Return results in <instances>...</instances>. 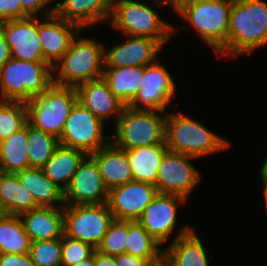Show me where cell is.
I'll return each instance as SVG.
<instances>
[{
  "mask_svg": "<svg viewBox=\"0 0 267 266\" xmlns=\"http://www.w3.org/2000/svg\"><path fill=\"white\" fill-rule=\"evenodd\" d=\"M14 174L19 183L32 194L38 206H65L64 191L51 181L41 168H28Z\"/></svg>",
  "mask_w": 267,
  "mask_h": 266,
  "instance_id": "24",
  "label": "cell"
},
{
  "mask_svg": "<svg viewBox=\"0 0 267 266\" xmlns=\"http://www.w3.org/2000/svg\"><path fill=\"white\" fill-rule=\"evenodd\" d=\"M192 160L198 161L195 157L168 150L157 170L155 187L158 193L178 195L189 201L190 194L203 179Z\"/></svg>",
  "mask_w": 267,
  "mask_h": 266,
  "instance_id": "13",
  "label": "cell"
},
{
  "mask_svg": "<svg viewBox=\"0 0 267 266\" xmlns=\"http://www.w3.org/2000/svg\"><path fill=\"white\" fill-rule=\"evenodd\" d=\"M127 236L128 221L114 219L96 250L111 256L126 253Z\"/></svg>",
  "mask_w": 267,
  "mask_h": 266,
  "instance_id": "35",
  "label": "cell"
},
{
  "mask_svg": "<svg viewBox=\"0 0 267 266\" xmlns=\"http://www.w3.org/2000/svg\"><path fill=\"white\" fill-rule=\"evenodd\" d=\"M0 206L5 214L20 215L38 208L32 194L13 173L0 172Z\"/></svg>",
  "mask_w": 267,
  "mask_h": 266,
  "instance_id": "28",
  "label": "cell"
},
{
  "mask_svg": "<svg viewBox=\"0 0 267 266\" xmlns=\"http://www.w3.org/2000/svg\"><path fill=\"white\" fill-rule=\"evenodd\" d=\"M0 266H35L29 254H0Z\"/></svg>",
  "mask_w": 267,
  "mask_h": 266,
  "instance_id": "39",
  "label": "cell"
},
{
  "mask_svg": "<svg viewBox=\"0 0 267 266\" xmlns=\"http://www.w3.org/2000/svg\"><path fill=\"white\" fill-rule=\"evenodd\" d=\"M114 0L108 24L112 30L130 36L148 37L156 40L163 48L178 32V29L162 18L156 8H173L166 0ZM158 6V7H155Z\"/></svg>",
  "mask_w": 267,
  "mask_h": 266,
  "instance_id": "1",
  "label": "cell"
},
{
  "mask_svg": "<svg viewBox=\"0 0 267 266\" xmlns=\"http://www.w3.org/2000/svg\"><path fill=\"white\" fill-rule=\"evenodd\" d=\"M186 203L188 204V200L184 197L157 193L137 222L164 247L170 238L173 239L172 242L194 229L189 224L177 229L179 226L178 217H180L178 216L180 214L179 208L181 207L179 205L184 207Z\"/></svg>",
  "mask_w": 267,
  "mask_h": 266,
  "instance_id": "9",
  "label": "cell"
},
{
  "mask_svg": "<svg viewBox=\"0 0 267 266\" xmlns=\"http://www.w3.org/2000/svg\"><path fill=\"white\" fill-rule=\"evenodd\" d=\"M76 266H95V251H94V254L92 257L83 260L82 262H80Z\"/></svg>",
  "mask_w": 267,
  "mask_h": 266,
  "instance_id": "44",
  "label": "cell"
},
{
  "mask_svg": "<svg viewBox=\"0 0 267 266\" xmlns=\"http://www.w3.org/2000/svg\"><path fill=\"white\" fill-rule=\"evenodd\" d=\"M196 228L163 248V256L171 266H210V257Z\"/></svg>",
  "mask_w": 267,
  "mask_h": 266,
  "instance_id": "23",
  "label": "cell"
},
{
  "mask_svg": "<svg viewBox=\"0 0 267 266\" xmlns=\"http://www.w3.org/2000/svg\"><path fill=\"white\" fill-rule=\"evenodd\" d=\"M149 266H171L169 262L162 256L158 261L151 263Z\"/></svg>",
  "mask_w": 267,
  "mask_h": 266,
  "instance_id": "46",
  "label": "cell"
},
{
  "mask_svg": "<svg viewBox=\"0 0 267 266\" xmlns=\"http://www.w3.org/2000/svg\"><path fill=\"white\" fill-rule=\"evenodd\" d=\"M82 29L55 14L38 17V37L44 60L53 67L69 49Z\"/></svg>",
  "mask_w": 267,
  "mask_h": 266,
  "instance_id": "18",
  "label": "cell"
},
{
  "mask_svg": "<svg viewBox=\"0 0 267 266\" xmlns=\"http://www.w3.org/2000/svg\"><path fill=\"white\" fill-rule=\"evenodd\" d=\"M166 68L165 64L159 62V58L152 64L144 66V76L138 93L127 105L134 110L162 111L173 106L178 93L176 81ZM168 108V109H167Z\"/></svg>",
  "mask_w": 267,
  "mask_h": 266,
  "instance_id": "12",
  "label": "cell"
},
{
  "mask_svg": "<svg viewBox=\"0 0 267 266\" xmlns=\"http://www.w3.org/2000/svg\"><path fill=\"white\" fill-rule=\"evenodd\" d=\"M86 155L80 149L59 145L41 169L51 181L65 191L79 163Z\"/></svg>",
  "mask_w": 267,
  "mask_h": 266,
  "instance_id": "25",
  "label": "cell"
},
{
  "mask_svg": "<svg viewBox=\"0 0 267 266\" xmlns=\"http://www.w3.org/2000/svg\"><path fill=\"white\" fill-rule=\"evenodd\" d=\"M126 253L151 263L163 256V246L154 239L137 221H128Z\"/></svg>",
  "mask_w": 267,
  "mask_h": 266,
  "instance_id": "31",
  "label": "cell"
},
{
  "mask_svg": "<svg viewBox=\"0 0 267 266\" xmlns=\"http://www.w3.org/2000/svg\"><path fill=\"white\" fill-rule=\"evenodd\" d=\"M166 115L167 112L134 110L125 106L113 125L110 142L122 150L165 143Z\"/></svg>",
  "mask_w": 267,
  "mask_h": 266,
  "instance_id": "6",
  "label": "cell"
},
{
  "mask_svg": "<svg viewBox=\"0 0 267 266\" xmlns=\"http://www.w3.org/2000/svg\"><path fill=\"white\" fill-rule=\"evenodd\" d=\"M28 168L30 166L26 124L9 138L0 141V172L14 174Z\"/></svg>",
  "mask_w": 267,
  "mask_h": 266,
  "instance_id": "29",
  "label": "cell"
},
{
  "mask_svg": "<svg viewBox=\"0 0 267 266\" xmlns=\"http://www.w3.org/2000/svg\"><path fill=\"white\" fill-rule=\"evenodd\" d=\"M262 185V194H263V201H264V211H266V213H267V183H262L261 184Z\"/></svg>",
  "mask_w": 267,
  "mask_h": 266,
  "instance_id": "45",
  "label": "cell"
},
{
  "mask_svg": "<svg viewBox=\"0 0 267 266\" xmlns=\"http://www.w3.org/2000/svg\"><path fill=\"white\" fill-rule=\"evenodd\" d=\"M53 2L55 1L54 0H20V3L22 5V19H25L28 17H46V16L54 14Z\"/></svg>",
  "mask_w": 267,
  "mask_h": 266,
  "instance_id": "37",
  "label": "cell"
},
{
  "mask_svg": "<svg viewBox=\"0 0 267 266\" xmlns=\"http://www.w3.org/2000/svg\"><path fill=\"white\" fill-rule=\"evenodd\" d=\"M77 102L75 87L52 83L44 93L26 102L28 124L59 139L66 119Z\"/></svg>",
  "mask_w": 267,
  "mask_h": 266,
  "instance_id": "8",
  "label": "cell"
},
{
  "mask_svg": "<svg viewBox=\"0 0 267 266\" xmlns=\"http://www.w3.org/2000/svg\"><path fill=\"white\" fill-rule=\"evenodd\" d=\"M27 123L26 102L0 100V141L9 138Z\"/></svg>",
  "mask_w": 267,
  "mask_h": 266,
  "instance_id": "33",
  "label": "cell"
},
{
  "mask_svg": "<svg viewBox=\"0 0 267 266\" xmlns=\"http://www.w3.org/2000/svg\"><path fill=\"white\" fill-rule=\"evenodd\" d=\"M31 240L19 215L0 217V254H28Z\"/></svg>",
  "mask_w": 267,
  "mask_h": 266,
  "instance_id": "30",
  "label": "cell"
},
{
  "mask_svg": "<svg viewBox=\"0 0 267 266\" xmlns=\"http://www.w3.org/2000/svg\"><path fill=\"white\" fill-rule=\"evenodd\" d=\"M52 83L53 71L47 62L10 58L0 70V100L28 102Z\"/></svg>",
  "mask_w": 267,
  "mask_h": 266,
  "instance_id": "7",
  "label": "cell"
},
{
  "mask_svg": "<svg viewBox=\"0 0 267 266\" xmlns=\"http://www.w3.org/2000/svg\"><path fill=\"white\" fill-rule=\"evenodd\" d=\"M76 91L78 102L105 124H112L111 128L126 106L110 91L103 78L83 83L76 87Z\"/></svg>",
  "mask_w": 267,
  "mask_h": 266,
  "instance_id": "20",
  "label": "cell"
},
{
  "mask_svg": "<svg viewBox=\"0 0 267 266\" xmlns=\"http://www.w3.org/2000/svg\"><path fill=\"white\" fill-rule=\"evenodd\" d=\"M86 31L82 29L77 34L63 57L52 67L53 83L76 88L102 78L104 43L95 36H85Z\"/></svg>",
  "mask_w": 267,
  "mask_h": 266,
  "instance_id": "4",
  "label": "cell"
},
{
  "mask_svg": "<svg viewBox=\"0 0 267 266\" xmlns=\"http://www.w3.org/2000/svg\"><path fill=\"white\" fill-rule=\"evenodd\" d=\"M157 193L153 184L130 181L109 190L107 205L114 219L137 221Z\"/></svg>",
  "mask_w": 267,
  "mask_h": 266,
  "instance_id": "16",
  "label": "cell"
},
{
  "mask_svg": "<svg viewBox=\"0 0 267 266\" xmlns=\"http://www.w3.org/2000/svg\"><path fill=\"white\" fill-rule=\"evenodd\" d=\"M0 29L11 51V58L46 62L38 37V17L0 22Z\"/></svg>",
  "mask_w": 267,
  "mask_h": 266,
  "instance_id": "17",
  "label": "cell"
},
{
  "mask_svg": "<svg viewBox=\"0 0 267 266\" xmlns=\"http://www.w3.org/2000/svg\"><path fill=\"white\" fill-rule=\"evenodd\" d=\"M96 248L88 243L69 238L63 234L61 249L62 266H76L93 256Z\"/></svg>",
  "mask_w": 267,
  "mask_h": 266,
  "instance_id": "36",
  "label": "cell"
},
{
  "mask_svg": "<svg viewBox=\"0 0 267 266\" xmlns=\"http://www.w3.org/2000/svg\"><path fill=\"white\" fill-rule=\"evenodd\" d=\"M62 238L33 241L29 256L35 266H62Z\"/></svg>",
  "mask_w": 267,
  "mask_h": 266,
  "instance_id": "34",
  "label": "cell"
},
{
  "mask_svg": "<svg viewBox=\"0 0 267 266\" xmlns=\"http://www.w3.org/2000/svg\"><path fill=\"white\" fill-rule=\"evenodd\" d=\"M144 76V66L104 67L102 78L110 91L126 106L138 93Z\"/></svg>",
  "mask_w": 267,
  "mask_h": 266,
  "instance_id": "27",
  "label": "cell"
},
{
  "mask_svg": "<svg viewBox=\"0 0 267 266\" xmlns=\"http://www.w3.org/2000/svg\"><path fill=\"white\" fill-rule=\"evenodd\" d=\"M22 19L20 0H0V22Z\"/></svg>",
  "mask_w": 267,
  "mask_h": 266,
  "instance_id": "38",
  "label": "cell"
},
{
  "mask_svg": "<svg viewBox=\"0 0 267 266\" xmlns=\"http://www.w3.org/2000/svg\"><path fill=\"white\" fill-rule=\"evenodd\" d=\"M28 161L30 168H42L60 145L59 139L36 130L27 123Z\"/></svg>",
  "mask_w": 267,
  "mask_h": 266,
  "instance_id": "32",
  "label": "cell"
},
{
  "mask_svg": "<svg viewBox=\"0 0 267 266\" xmlns=\"http://www.w3.org/2000/svg\"><path fill=\"white\" fill-rule=\"evenodd\" d=\"M261 168L259 169V176L261 179V183H267V161H263Z\"/></svg>",
  "mask_w": 267,
  "mask_h": 266,
  "instance_id": "43",
  "label": "cell"
},
{
  "mask_svg": "<svg viewBox=\"0 0 267 266\" xmlns=\"http://www.w3.org/2000/svg\"><path fill=\"white\" fill-rule=\"evenodd\" d=\"M95 266H116L115 256L102 254L95 250Z\"/></svg>",
  "mask_w": 267,
  "mask_h": 266,
  "instance_id": "42",
  "label": "cell"
},
{
  "mask_svg": "<svg viewBox=\"0 0 267 266\" xmlns=\"http://www.w3.org/2000/svg\"><path fill=\"white\" fill-rule=\"evenodd\" d=\"M89 155L96 161L103 183L108 190L133 181L126 150L119 149L110 142Z\"/></svg>",
  "mask_w": 267,
  "mask_h": 266,
  "instance_id": "22",
  "label": "cell"
},
{
  "mask_svg": "<svg viewBox=\"0 0 267 266\" xmlns=\"http://www.w3.org/2000/svg\"><path fill=\"white\" fill-rule=\"evenodd\" d=\"M31 242L62 238L64 234L63 207H44L19 215Z\"/></svg>",
  "mask_w": 267,
  "mask_h": 266,
  "instance_id": "21",
  "label": "cell"
},
{
  "mask_svg": "<svg viewBox=\"0 0 267 266\" xmlns=\"http://www.w3.org/2000/svg\"><path fill=\"white\" fill-rule=\"evenodd\" d=\"M121 39L111 47L104 43V67L147 66L154 63L163 50L156 40L148 37L121 34Z\"/></svg>",
  "mask_w": 267,
  "mask_h": 266,
  "instance_id": "15",
  "label": "cell"
},
{
  "mask_svg": "<svg viewBox=\"0 0 267 266\" xmlns=\"http://www.w3.org/2000/svg\"><path fill=\"white\" fill-rule=\"evenodd\" d=\"M172 7L175 6L180 0H166Z\"/></svg>",
  "mask_w": 267,
  "mask_h": 266,
  "instance_id": "47",
  "label": "cell"
},
{
  "mask_svg": "<svg viewBox=\"0 0 267 266\" xmlns=\"http://www.w3.org/2000/svg\"><path fill=\"white\" fill-rule=\"evenodd\" d=\"M267 149V148H266ZM266 158L263 161H267V151H266V155H264Z\"/></svg>",
  "mask_w": 267,
  "mask_h": 266,
  "instance_id": "49",
  "label": "cell"
},
{
  "mask_svg": "<svg viewBox=\"0 0 267 266\" xmlns=\"http://www.w3.org/2000/svg\"><path fill=\"white\" fill-rule=\"evenodd\" d=\"M115 262L116 266H149L151 264L149 260L128 253L115 256Z\"/></svg>",
  "mask_w": 267,
  "mask_h": 266,
  "instance_id": "40",
  "label": "cell"
},
{
  "mask_svg": "<svg viewBox=\"0 0 267 266\" xmlns=\"http://www.w3.org/2000/svg\"><path fill=\"white\" fill-rule=\"evenodd\" d=\"M64 235L97 248L114 221L107 203L63 207Z\"/></svg>",
  "mask_w": 267,
  "mask_h": 266,
  "instance_id": "10",
  "label": "cell"
},
{
  "mask_svg": "<svg viewBox=\"0 0 267 266\" xmlns=\"http://www.w3.org/2000/svg\"><path fill=\"white\" fill-rule=\"evenodd\" d=\"M11 58V51L5 41L4 35L0 29V70L2 66Z\"/></svg>",
  "mask_w": 267,
  "mask_h": 266,
  "instance_id": "41",
  "label": "cell"
},
{
  "mask_svg": "<svg viewBox=\"0 0 267 266\" xmlns=\"http://www.w3.org/2000/svg\"><path fill=\"white\" fill-rule=\"evenodd\" d=\"M174 109L168 110L165 121V145L169 151L200 159L230 150L232 142L226 137Z\"/></svg>",
  "mask_w": 267,
  "mask_h": 266,
  "instance_id": "3",
  "label": "cell"
},
{
  "mask_svg": "<svg viewBox=\"0 0 267 266\" xmlns=\"http://www.w3.org/2000/svg\"><path fill=\"white\" fill-rule=\"evenodd\" d=\"M54 14L83 30L98 25H107L113 10L114 0H54ZM57 1V2H56Z\"/></svg>",
  "mask_w": 267,
  "mask_h": 266,
  "instance_id": "19",
  "label": "cell"
},
{
  "mask_svg": "<svg viewBox=\"0 0 267 266\" xmlns=\"http://www.w3.org/2000/svg\"><path fill=\"white\" fill-rule=\"evenodd\" d=\"M106 125L77 102L66 119L59 144L80 149L86 154L98 151L110 143V133L106 134L109 130Z\"/></svg>",
  "mask_w": 267,
  "mask_h": 266,
  "instance_id": "11",
  "label": "cell"
},
{
  "mask_svg": "<svg viewBox=\"0 0 267 266\" xmlns=\"http://www.w3.org/2000/svg\"><path fill=\"white\" fill-rule=\"evenodd\" d=\"M267 45V0H233L227 45L217 56H247Z\"/></svg>",
  "mask_w": 267,
  "mask_h": 266,
  "instance_id": "2",
  "label": "cell"
},
{
  "mask_svg": "<svg viewBox=\"0 0 267 266\" xmlns=\"http://www.w3.org/2000/svg\"><path fill=\"white\" fill-rule=\"evenodd\" d=\"M108 192L96 161L87 154L64 191V202L69 205L103 204L107 203Z\"/></svg>",
  "mask_w": 267,
  "mask_h": 266,
  "instance_id": "14",
  "label": "cell"
},
{
  "mask_svg": "<svg viewBox=\"0 0 267 266\" xmlns=\"http://www.w3.org/2000/svg\"><path fill=\"white\" fill-rule=\"evenodd\" d=\"M5 213L3 212V210H2V208H1V206H0V217L2 216V215H4Z\"/></svg>",
  "mask_w": 267,
  "mask_h": 266,
  "instance_id": "48",
  "label": "cell"
},
{
  "mask_svg": "<svg viewBox=\"0 0 267 266\" xmlns=\"http://www.w3.org/2000/svg\"><path fill=\"white\" fill-rule=\"evenodd\" d=\"M233 0H180L172 11L217 55L226 45Z\"/></svg>",
  "mask_w": 267,
  "mask_h": 266,
  "instance_id": "5",
  "label": "cell"
},
{
  "mask_svg": "<svg viewBox=\"0 0 267 266\" xmlns=\"http://www.w3.org/2000/svg\"><path fill=\"white\" fill-rule=\"evenodd\" d=\"M168 151L165 143L126 150L127 160L132 170L133 181L155 185L157 170Z\"/></svg>",
  "mask_w": 267,
  "mask_h": 266,
  "instance_id": "26",
  "label": "cell"
}]
</instances>
